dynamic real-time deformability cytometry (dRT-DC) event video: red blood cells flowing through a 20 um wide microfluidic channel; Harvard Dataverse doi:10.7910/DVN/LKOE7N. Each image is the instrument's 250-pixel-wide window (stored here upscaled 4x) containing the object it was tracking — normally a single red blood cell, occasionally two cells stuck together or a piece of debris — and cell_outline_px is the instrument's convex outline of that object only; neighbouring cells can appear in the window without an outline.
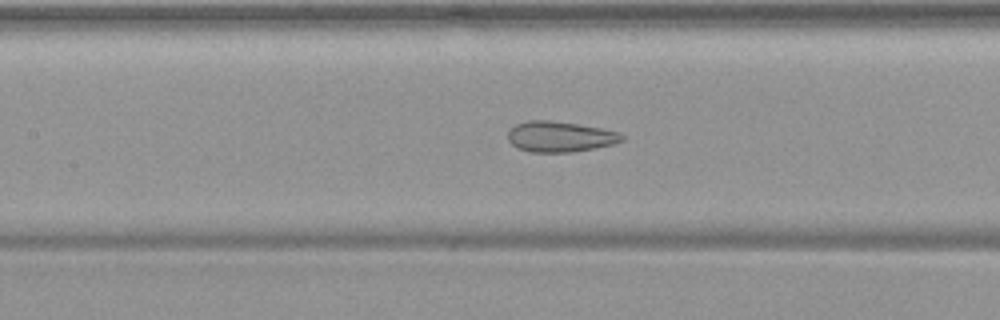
{"species": "common noctule bat (a hibernating species)", "species_latin": "Nyctalus noctula", "temperature_condition": "warm", "stored_images_in_passage": 54, "camera_frame_rate_fps": 3000, "um_per_image_px": 0.085, "animal": {"sex": "female", "body_mass_g": 19.9}, "frame": {"image": 1, "passage_image": 25, "time_ms": 8.0, "image_size_px": [1000, 320], "cell_outline_px": [[624, 140], [612, 144], [572, 152], [528, 152], [512, 144], [508, 140], [508, 132], [516, 124], [528, 120], [548, 120], [576, 124], [600, 128], [620, 132], [624, 136]], "centroid_in_image_um": [47.59, 11.61], "position_along_channel_um": 159.8, "area_um2": 20.11}}
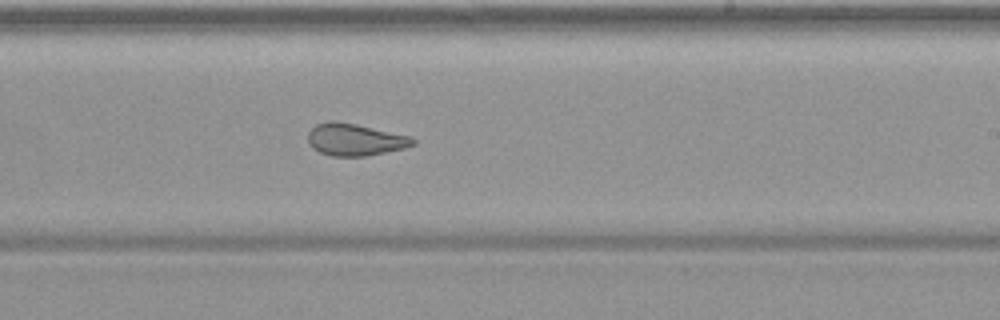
{"frame": {"image": 2, "passage_image": 33, "time_ms": 10.667, "image_size_px": [1000, 320], "cell_outline_px": [[416, 144], [404, 148], [364, 156], [332, 156], [320, 152], [312, 148], [308, 140], [308, 132], [316, 124], [328, 120], [336, 120], [356, 124], [412, 136], [416, 140]], "centroid_in_image_um": [30.17, 11.85], "position_along_channel_um": 258.8, "area_um2": 19.71}}
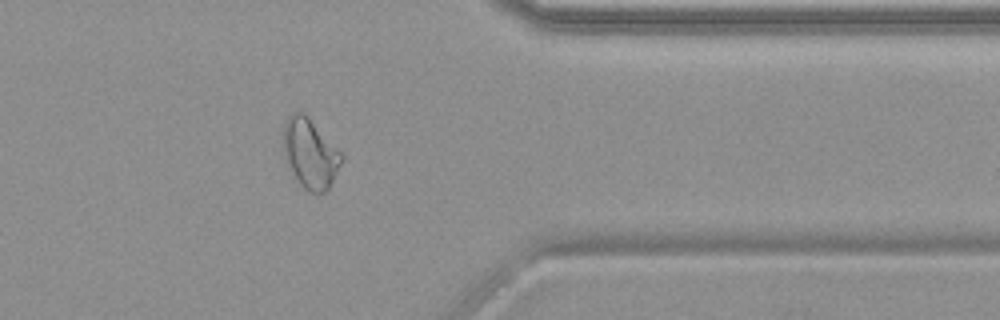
{"frame": {"image": 3, "passage_image": 44, "time_ms": 14.333, "image_size_px": [1000, 320], "cell_outline_px": [[344, 156], [328, 188], [324, 192], [312, 192], [304, 188], [300, 184], [288, 168], [284, 156], [284, 124], [288, 116], [292, 112], [300, 108], [308, 116]], "centroid_in_image_um": [26.32, 12.99], "position_along_channel_um": 385.1, "area_um2": 23.35}, "authors_computed_cell_mechanics": {"area_um2": 25.143, "velocity_mm_per_s": 3.7323, "shape_relaxation_time_tau1_ms": null, "shape_relaxation_time_tau2_ms": 1.0883, "deformation_change_tau1": null, "deformation_change_tau2": 0.0819}}